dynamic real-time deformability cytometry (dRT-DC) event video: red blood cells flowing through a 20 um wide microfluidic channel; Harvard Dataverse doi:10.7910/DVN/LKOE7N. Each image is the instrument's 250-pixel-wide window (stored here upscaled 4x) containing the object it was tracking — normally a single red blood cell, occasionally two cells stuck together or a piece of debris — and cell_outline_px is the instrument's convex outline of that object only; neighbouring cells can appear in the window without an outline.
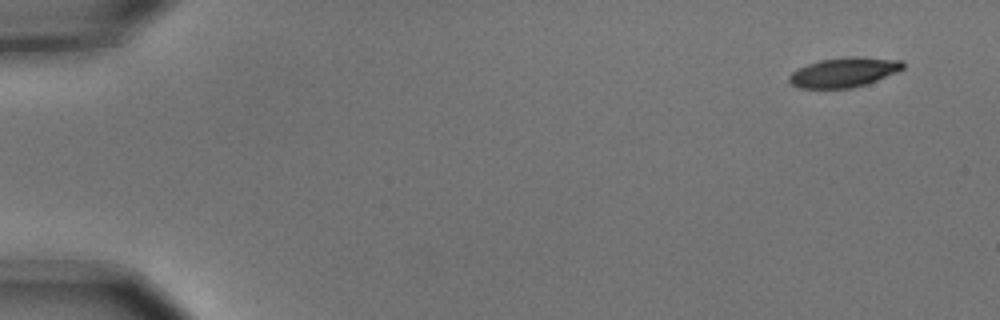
{"species": "common noctule bat (a hibernating species)", "species_latin": "Nyctalus noctula", "temperature_condition": "cold", "stored_images_in_passage": 5, "camera_frame_rate_fps": 3000, "um_per_image_px": 0.085, "animal": {"sex": "male", "body_mass_g": 15.6}, "frame": {"image": 1, "passage_image": 1, "time_ms": 0.0, "image_size_px": [1000, 320], "cell_outline_px": [[904, 68], [896, 72], [876, 80], [852, 88], [800, 88], [792, 84], [788, 80], [788, 76], [792, 72], [808, 64], [820, 60], [848, 56], [856, 56], [904, 60]], "centroid_in_image_um": [71.74, 6.13], "position_along_channel_um": 13.3, "area_um2": 19.54}}
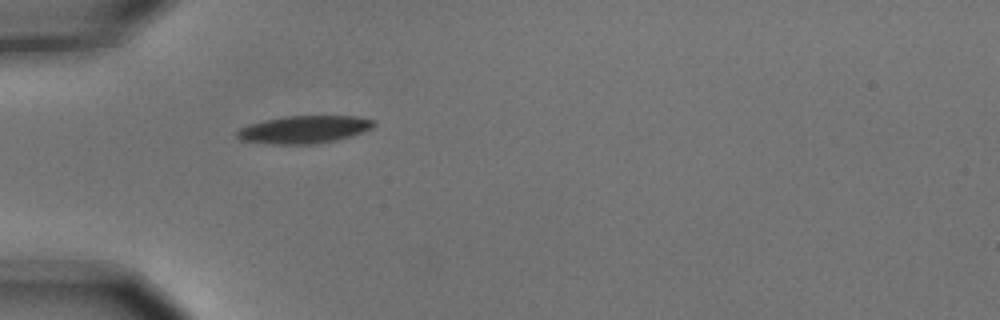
{"frame": {"image": 2, "passage_image": 5, "time_ms": 1.333, "image_size_px": [1000, 320], "cell_outline_px": [[376, 124], [372, 128], [348, 136], [332, 140], [308, 144], [272, 144], [240, 140], [236, 136], [236, 132], [240, 128], [248, 124], [264, 120], [284, 116], [360, 116], [376, 120]], "centroid_in_image_um": [25.82, 10.99], "position_along_channel_um": 59.2, "area_um2": 21.85}}